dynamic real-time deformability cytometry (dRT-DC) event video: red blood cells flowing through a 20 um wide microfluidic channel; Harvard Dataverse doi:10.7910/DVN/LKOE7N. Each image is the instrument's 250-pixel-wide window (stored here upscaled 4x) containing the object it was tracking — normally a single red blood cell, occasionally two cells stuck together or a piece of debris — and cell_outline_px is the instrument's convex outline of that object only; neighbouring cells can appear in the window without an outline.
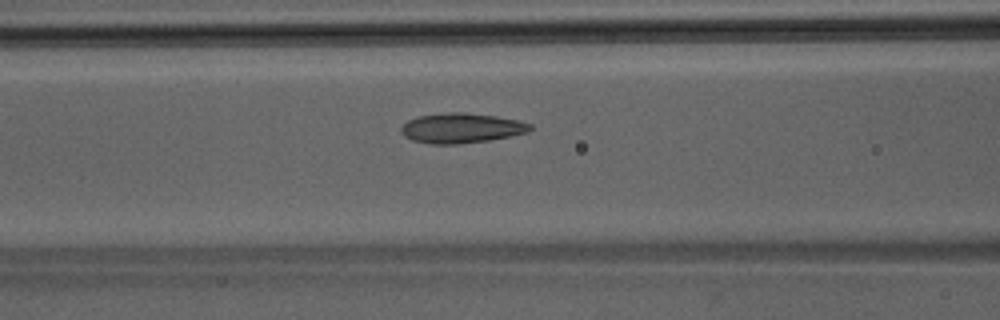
{"species": "Egyptian fruit bat (a non-hibernating species)", "species_latin": "Rousettus aegyptiacus", "temperature_condition": "room temperature", "stored_images_in_passage": 44, "camera_frame_rate_fps": 3000, "um_per_image_px": 0.085, "animal": {"sex": "male"}, "frame": {"image": 1, "passage_image": 18, "time_ms": 5.667, "image_size_px": [1000, 320], "cell_outline_px": [[532, 128], [528, 132], [488, 140], [456, 144], [432, 144], [412, 140], [404, 136], [400, 132], [400, 128], [408, 120], [416, 116], [444, 112], [464, 112], [496, 116], [520, 120], [532, 124]], "centroid_in_image_um": [39.19, 10.87], "position_along_channel_um": 127.4, "area_um2": 22.6}}
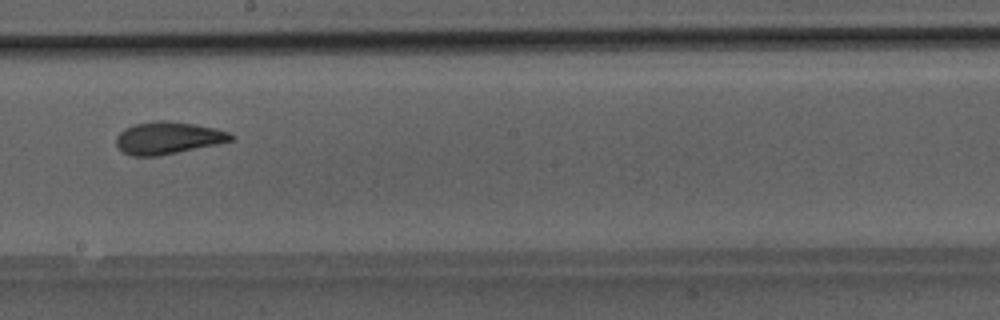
{"frame": {"image": 2, "passage_image": 25, "time_ms": 8.0, "image_size_px": [1000, 320], "cell_outline_px": [[236, 136], [232, 140], [216, 144], [160, 156], [132, 156], [124, 152], [116, 144], [116, 136], [124, 128], [136, 124], [156, 120], [168, 120], [216, 128], [228, 132]], "centroid_in_image_um": [14.27, 11.72], "position_along_channel_um": 233.9, "area_um2": 21.5}}
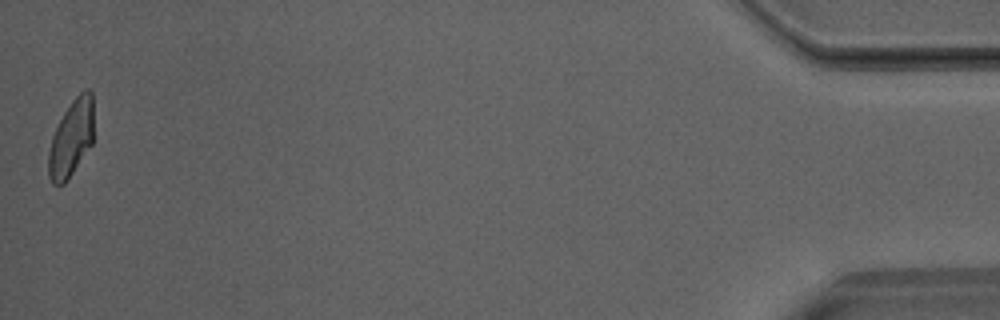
{"frame": {"image": 3, "passage_image": 44, "time_ms": 14.333, "image_size_px": [1000, 320], "cell_outline_px": [[92, 144], [64, 184], [52, 184], [48, 176], [48, 152], [52, 136], [64, 112], [72, 100], [84, 88], [88, 88], [92, 92]], "centroid_in_image_um": [6.04, 11.75], "position_along_channel_um": 429.2, "area_um2": 20.0}}